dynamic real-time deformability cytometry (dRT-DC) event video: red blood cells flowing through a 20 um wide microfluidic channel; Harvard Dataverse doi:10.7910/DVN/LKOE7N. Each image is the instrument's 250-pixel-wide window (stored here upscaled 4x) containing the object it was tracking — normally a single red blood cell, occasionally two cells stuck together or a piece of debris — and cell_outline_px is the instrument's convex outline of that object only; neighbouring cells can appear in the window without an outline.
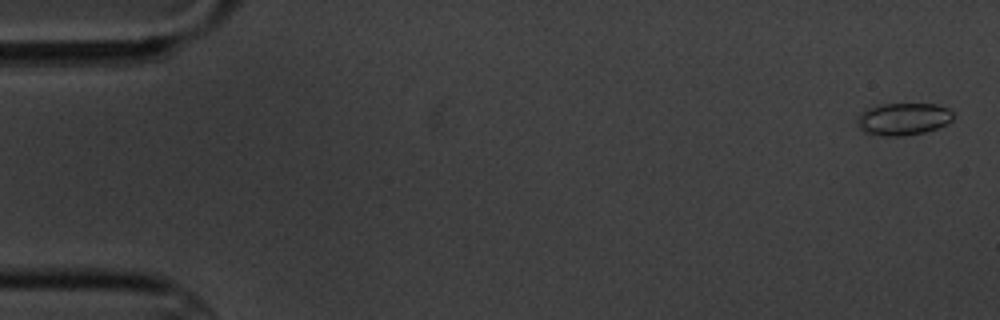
{"species": "common noctule bat (a hibernating species)", "species_latin": "Nyctalus noctula", "temperature_condition": "cold", "stored_images_in_passage": 4, "segment_of_instrument_passage": [2, 2], "camera_frame_rate_fps": 3000, "um_per_image_px": 0.085, "animal": {"sex": "male", "body_mass_g": 20.1, "forearm_length_mm": 53.5}, "frame": {"image": 1, "passage_image": 4, "time_ms": 4.333, "image_size_px": [1000, 320], "cell_outline_px": [[952, 120], [948, 124], [924, 132], [904, 136], [880, 136], [864, 132], [860, 128], [856, 120], [860, 112], [864, 108], [884, 104], [936, 104], [948, 108], [952, 112]], "centroid_in_image_um": [76.75, 10.11], "position_along_channel_um": 8.3, "area_um2": 18.21}}